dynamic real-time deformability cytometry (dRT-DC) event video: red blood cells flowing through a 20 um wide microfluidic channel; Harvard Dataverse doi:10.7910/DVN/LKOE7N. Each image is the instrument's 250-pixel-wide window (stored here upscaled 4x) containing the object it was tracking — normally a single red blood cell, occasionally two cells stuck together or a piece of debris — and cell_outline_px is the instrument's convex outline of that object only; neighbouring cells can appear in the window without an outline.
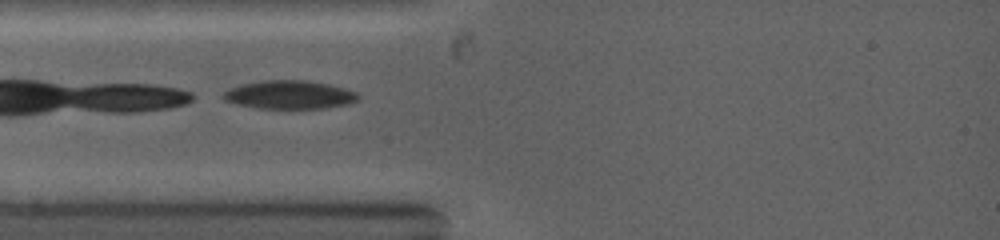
{"species": "common noctule bat (a hibernating species)", "species_latin": "Nyctalus noctula", "temperature_condition": "warm", "stored_images_in_passage": 39, "camera_frame_rate_fps": 5000, "um_per_image_px": 0.085, "animal": {"sex": "female", "body_mass_g": 19.0, "forearm_length_mm": 53.3}, "frame": {"image": 1, "passage_image": 1, "time_ms": 0.0, "image_size_px": [1000, 240], "cell_outline_px": [[360, 100], [348, 104], [324, 108], [256, 108], [224, 100], [220, 96], [228, 88], [240, 84], [260, 80], [308, 80], [328, 84], [344, 88], [356, 92], [360, 96]], "centroid_in_image_um": [24.6, 8.04], "position_along_channel_um": 60.4, "area_um2": 22.48}}
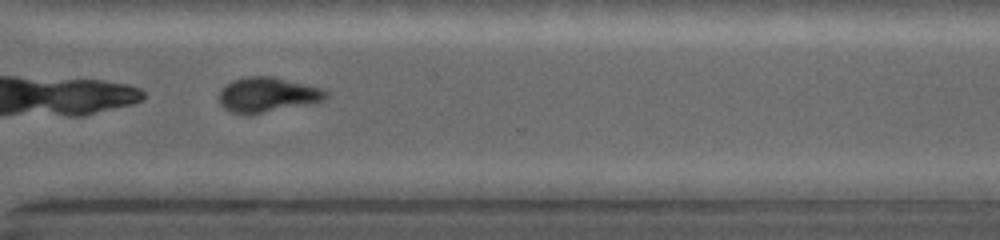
{"frame": {"image": 2, "passage_image": 34, "time_ms": 6.4, "image_size_px": [1000, 240], "cell_outline_px": [[328, 96], [324, 100], [312, 104], [260, 112], [232, 112], [224, 108], [220, 104], [220, 88], [232, 80], [248, 76], [272, 76], [308, 84], [324, 88], [328, 92]], "centroid_in_image_um": [22.79, 8.01], "position_along_channel_um": 347.8, "area_um2": 21.5}}